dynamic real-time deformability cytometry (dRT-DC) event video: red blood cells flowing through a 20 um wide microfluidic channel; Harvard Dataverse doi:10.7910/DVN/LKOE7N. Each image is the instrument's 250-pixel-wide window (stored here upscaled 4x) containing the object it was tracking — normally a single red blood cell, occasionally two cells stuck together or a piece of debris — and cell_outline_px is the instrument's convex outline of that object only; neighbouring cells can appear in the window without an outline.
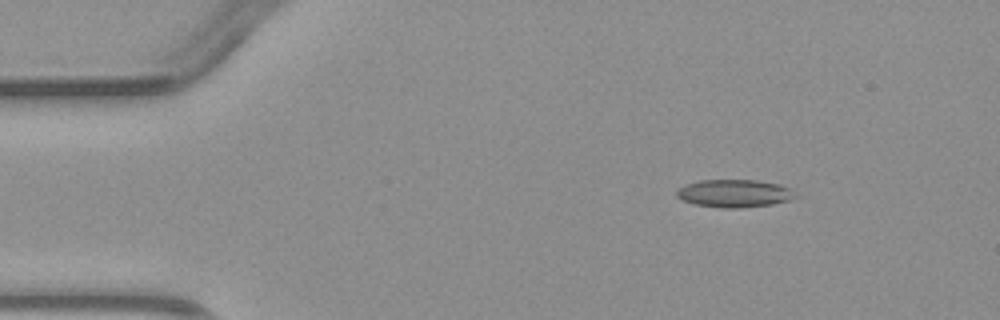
{"species": "common noctule bat (a hibernating species)", "species_latin": "Nyctalus noctula", "temperature_condition": "warm", "stored_images_in_passage": 4, "camera_frame_rate_fps": 3000, "um_per_image_px": 0.085, "animal": {"sex": "male", "body_mass_g": 23.1, "forearm_length_mm": 52.7}, "frame": {"image": 1, "passage_image": 2, "time_ms": 1.0, "image_size_px": [1000, 320], "cell_outline_px": [[800, 196], [788, 200], [772, 204], [740, 208], [720, 208], [696, 204], [684, 200], [676, 196], [676, 192], [684, 184], [700, 180], [756, 180], [780, 184], [788, 188]], "centroid_in_image_um": [62.43, 16.43], "position_along_channel_um": 22.6, "area_um2": 19.19}}
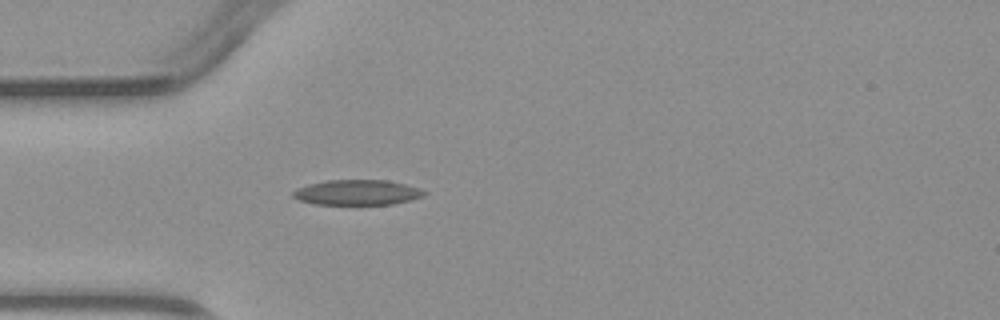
{"frame": {"image": 2, "passage_image": 4, "time_ms": 3.333, "image_size_px": [1000, 320], "cell_outline_px": [[428, 192], [424, 196], [392, 204], [316, 204], [300, 200], [292, 196], [292, 192], [296, 188], [308, 184], [328, 180], [388, 180], [420, 188]], "centroid_in_image_um": [30.36, 16.35], "position_along_channel_um": 54.6, "area_um2": 19.19}}